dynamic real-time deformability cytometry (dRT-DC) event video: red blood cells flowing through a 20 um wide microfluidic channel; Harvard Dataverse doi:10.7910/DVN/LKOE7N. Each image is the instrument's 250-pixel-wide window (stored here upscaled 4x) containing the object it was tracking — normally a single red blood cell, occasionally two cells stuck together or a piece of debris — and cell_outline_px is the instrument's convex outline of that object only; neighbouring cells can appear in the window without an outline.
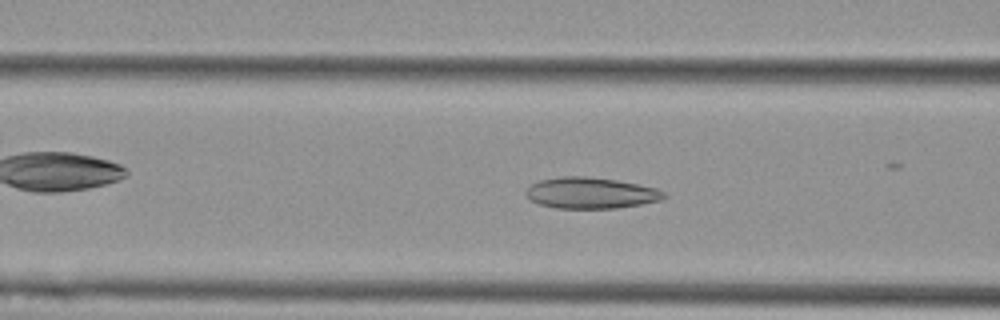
{"species": "Egyptian fruit bat (a non-hibernating species)", "species_latin": "Rousettus aegyptiacus", "temperature_condition": "cold", "stored_images_in_passage": 52, "camera_frame_rate_fps": 3000, "um_per_image_px": 0.085, "animal": {"sex": "female"}, "frame": {"image": 1, "passage_image": 21, "time_ms": 6.667, "image_size_px": [1000, 320], "cell_outline_px": [[668, 196], [660, 200], [640, 204], [616, 208], [556, 208], [540, 204], [532, 200], [524, 192], [532, 184], [540, 180], [564, 176], [584, 176], [616, 180], [656, 188], [664, 192]], "centroid_in_image_um": [50.22, 16.4], "position_along_channel_um": 116.4, "area_um2": 24.74}}
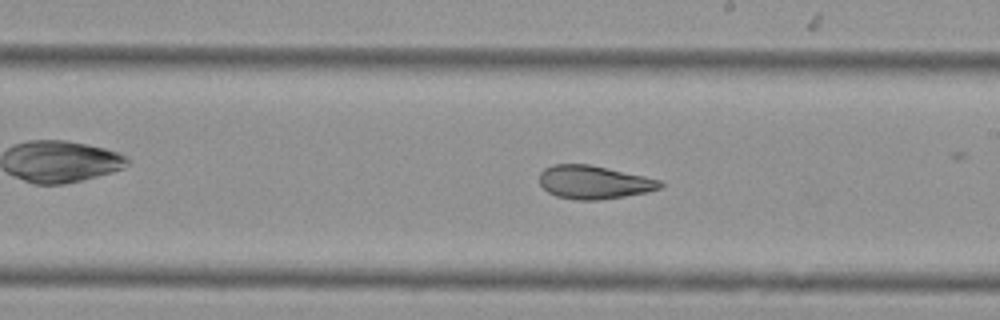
{"frame": {"image": 2, "passage_image": 31, "time_ms": 10.0, "image_size_px": [1000, 320], "cell_outline_px": [[664, 184], [660, 188], [648, 192], [624, 196], [596, 200], [576, 200], [556, 196], [548, 192], [540, 184], [540, 172], [544, 168], [552, 164], [588, 164], [644, 176], [660, 180]], "centroid_in_image_um": [50.46, 15.49], "position_along_channel_um": 238.5, "area_um2": 23.35}}
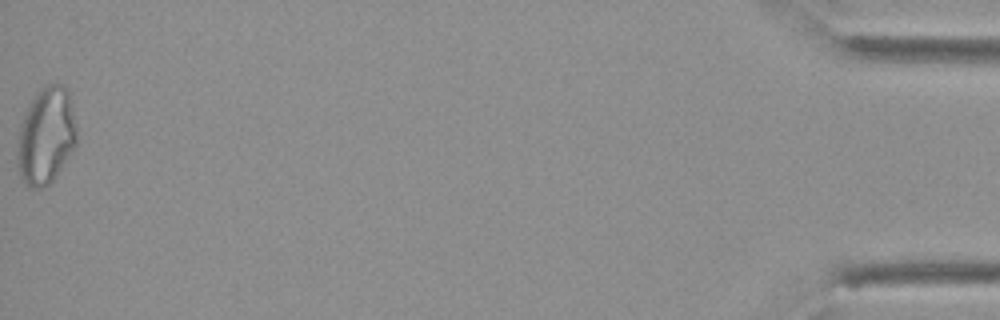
{"frame": {"image": 3, "passage_image": 52, "time_ms": 17.0, "image_size_px": [1000, 320], "cell_outline_px": [[76, 144], [52, 180], [48, 184], [36, 188], [24, 184], [20, 176], [16, 160], [16, 140], [20, 124], [32, 100], [40, 88], [44, 84], [64, 84], [68, 88], [76, 128]], "centroid_in_image_um": [3.88, 11.52], "position_along_channel_um": 431.3, "area_um2": 33.35}, "authors_computed_cell_mechanics": {"area_um2": 27.5417, "velocity_mm_per_s": 3.6845, "shape_relaxation_time_tau1_ms": 9.0768, "shape_relaxation_time_tau2_ms": 4.7519, "deformation_change_tau1": 0.1711, "deformation_change_tau2": 0.1243}}